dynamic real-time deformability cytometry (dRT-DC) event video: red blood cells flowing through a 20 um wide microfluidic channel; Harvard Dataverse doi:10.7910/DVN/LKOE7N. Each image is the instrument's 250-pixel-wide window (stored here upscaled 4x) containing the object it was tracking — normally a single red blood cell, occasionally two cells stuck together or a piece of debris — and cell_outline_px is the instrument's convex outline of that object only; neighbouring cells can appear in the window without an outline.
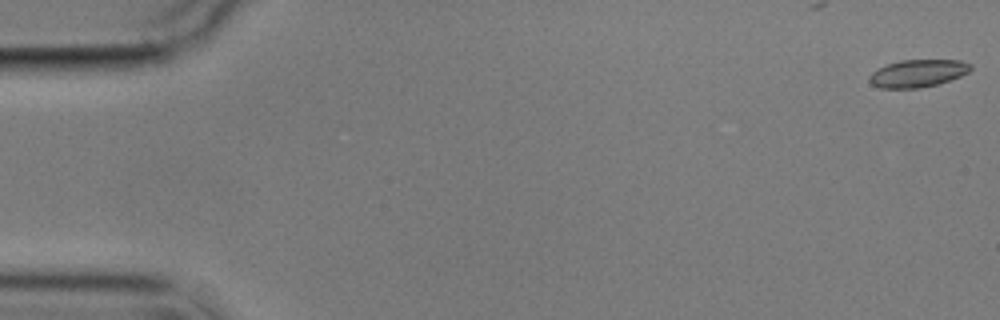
{"species": "common noctule bat (a hibernating species)", "species_latin": "Nyctalus noctula", "temperature_condition": "cold", "stored_images_in_passage": 11, "camera_frame_rate_fps": 3000, "um_per_image_px": 0.085, "animal": {"sex": "male", "body_mass_g": 17.9}, "frame": {"image": 1, "passage_image": 1, "time_ms": 0.0, "image_size_px": [1000, 320], "cell_outline_px": [[972, 68], [968, 72], [960, 76], [936, 84], [920, 88], [880, 88], [872, 84], [868, 80], [868, 76], [872, 72], [888, 64], [900, 60], [960, 60], [972, 64]], "centroid_in_image_um": [78.01, 6.23], "position_along_channel_um": 7.0, "area_um2": 16.13}}
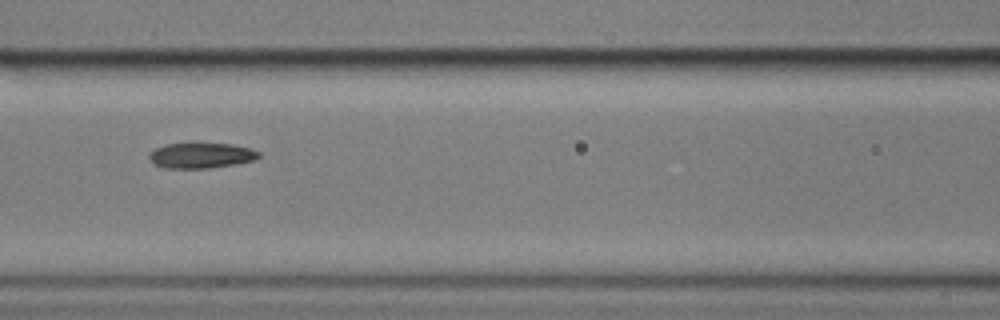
{"frame": {"image": 2, "passage_image": 7, "time_ms": 8.0, "image_size_px": [1000, 320], "cell_outline_px": [[260, 156], [252, 160], [236, 164], [208, 168], [164, 168], [156, 164], [148, 156], [148, 152], [156, 148], [168, 144], [188, 140], [196, 140], [232, 144], [248, 148], [260, 152]], "centroid_in_image_um": [17.06, 13.15], "position_along_channel_um": 149.5, "area_um2": 16.94}}
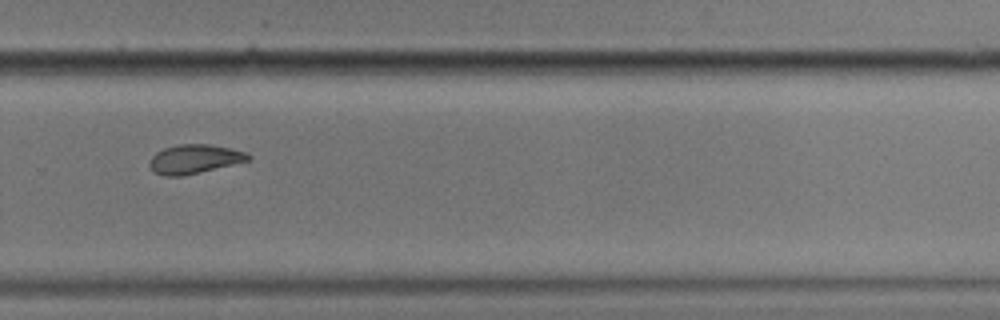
{"frame": {"image": 3, "passage_image": 11, "time_ms": 12.667, "image_size_px": [1000, 320], "cell_outline_px": [[252, 160], [200, 172], [180, 176], [164, 176], [152, 172], [148, 164], [152, 156], [156, 152], [164, 148], [180, 144], [208, 144], [228, 148], [244, 152], [252, 156]], "centroid_in_image_um": [16.5, 13.53], "position_along_channel_um": 313.3, "area_um2": 16.7}}